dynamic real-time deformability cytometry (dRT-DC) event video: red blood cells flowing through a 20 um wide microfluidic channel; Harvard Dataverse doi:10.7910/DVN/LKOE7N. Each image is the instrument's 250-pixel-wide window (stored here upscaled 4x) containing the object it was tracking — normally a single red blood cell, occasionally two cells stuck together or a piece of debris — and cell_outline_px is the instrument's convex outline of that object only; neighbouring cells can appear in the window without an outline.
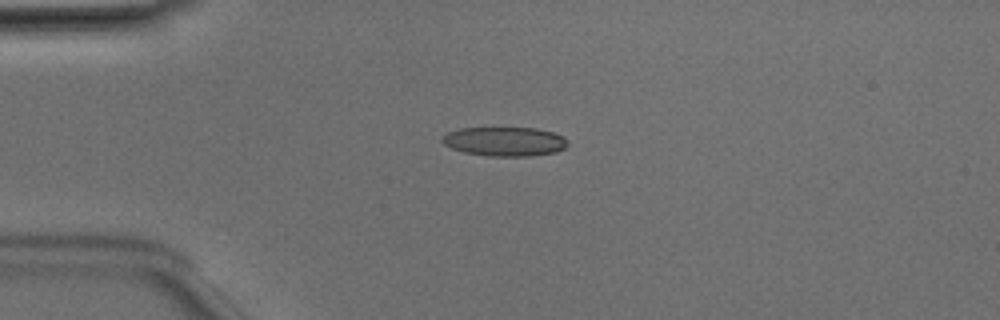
{"species": "Egyptian fruit bat (a non-hibernating species)", "species_latin": "Rousettus aegyptiacus", "temperature_condition": "room temperature", "stored_images_in_passage": 5, "camera_frame_rate_fps": 3000, "um_per_image_px": 0.085, "animal": {"sex": "male"}, "frame": {"image": 1, "passage_image": 2, "time_ms": 0.333, "image_size_px": [1000, 320], "cell_outline_px": [[568, 144], [564, 148], [556, 152], [528, 156], [488, 156], [464, 152], [452, 148], [444, 144], [440, 140], [448, 132], [460, 128], [536, 128], [552, 132], [564, 136], [568, 140]], "centroid_in_image_um": [42.92, 12.02], "position_along_channel_um": 42.1, "area_um2": 21.33}}